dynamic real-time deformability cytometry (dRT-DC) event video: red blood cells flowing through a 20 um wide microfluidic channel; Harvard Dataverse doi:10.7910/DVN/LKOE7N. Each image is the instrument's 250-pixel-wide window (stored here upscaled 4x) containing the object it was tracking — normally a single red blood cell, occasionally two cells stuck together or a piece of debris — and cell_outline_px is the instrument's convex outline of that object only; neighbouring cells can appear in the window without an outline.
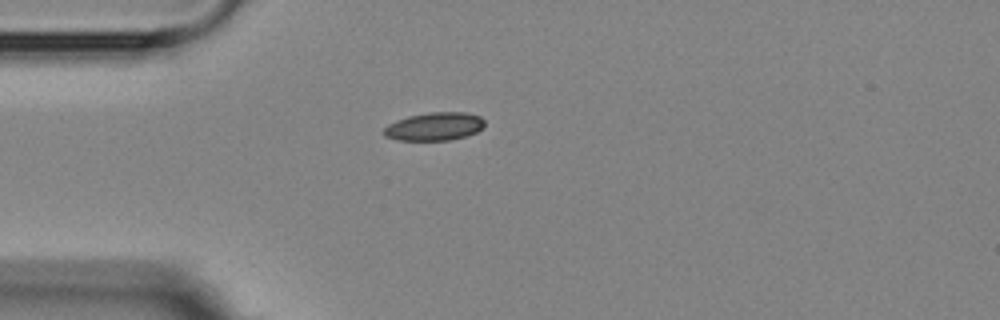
{"species": "Egyptian fruit bat (a non-hibernating species)", "species_latin": "Rousettus aegyptiacus", "temperature_condition": "room temperature", "stored_images_in_passage": 1, "camera_frame_rate_fps": 3000, "um_per_image_px": 0.085, "animal": {"sex": "female"}, "frame": {"image": 1, "passage_image": 1, "time_ms": 0.0, "image_size_px": [1000, 320], "cell_outline_px": [[484, 128], [476, 132], [464, 136], [448, 140], [400, 140], [384, 136], [384, 128], [388, 124], [396, 120], [408, 116], [428, 112], [468, 112], [480, 116], [484, 120]], "centroid_in_image_um": [36.94, 10.73], "position_along_channel_um": 48.1, "area_um2": 16.53}}